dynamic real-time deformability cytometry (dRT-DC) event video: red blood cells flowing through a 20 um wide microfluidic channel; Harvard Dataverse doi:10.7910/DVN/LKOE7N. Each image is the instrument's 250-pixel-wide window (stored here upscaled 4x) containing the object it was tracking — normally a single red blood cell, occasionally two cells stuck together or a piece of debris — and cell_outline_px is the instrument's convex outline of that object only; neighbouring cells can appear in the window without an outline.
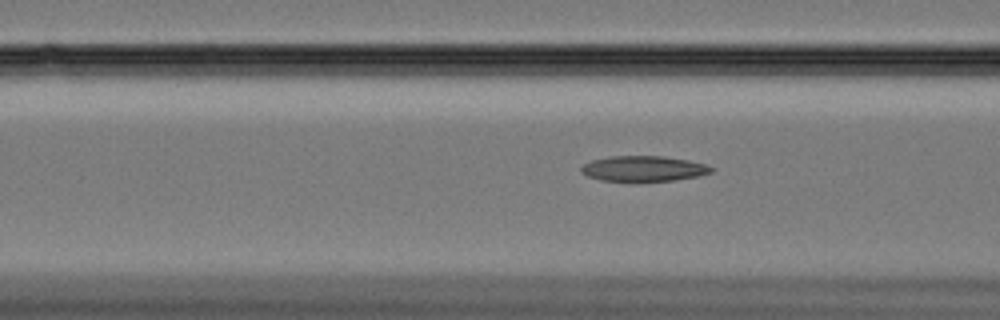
{"species": "Egyptian fruit bat (a non-hibernating species)", "species_latin": "Rousettus aegyptiacus", "temperature_condition": "cold", "stored_images_in_passage": 41, "camera_frame_rate_fps": 3000, "um_per_image_px": 0.085, "animal": {"sex": "female"}, "frame": {"image": 1, "passage_image": 4, "time_ms": 1.0, "image_size_px": [1000, 320], "cell_outline_px": [[712, 172], [696, 176], [676, 180], [628, 184], [600, 180], [588, 176], [580, 172], [580, 168], [584, 164], [592, 160], [608, 156], [664, 156], [688, 160], [708, 164], [712, 168]], "centroid_in_image_um": [54.65, 14.37], "position_along_channel_um": 111.9, "area_um2": 20.11}}
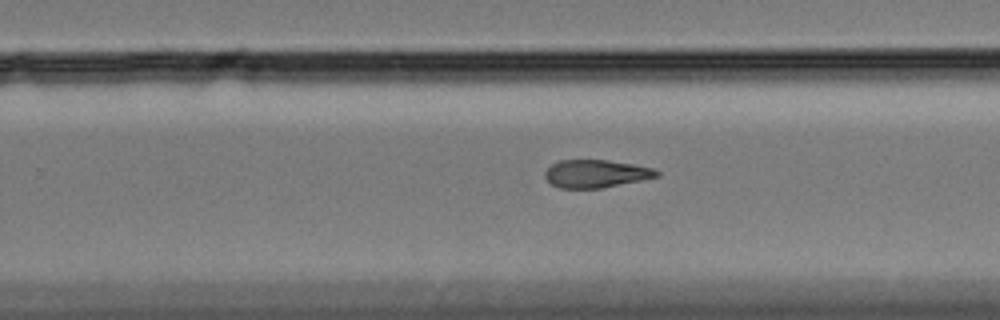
{"frame": {"image": 2, "passage_image": 19, "time_ms": 6.0, "image_size_px": [1000, 320], "cell_outline_px": [[660, 176], [600, 188], [560, 188], [552, 184], [544, 176], [544, 172], [552, 164], [560, 160], [608, 160], [632, 164], [652, 168], [660, 172]], "centroid_in_image_um": [50.64, 14.76], "position_along_channel_um": 279.2, "area_um2": 17.92}}
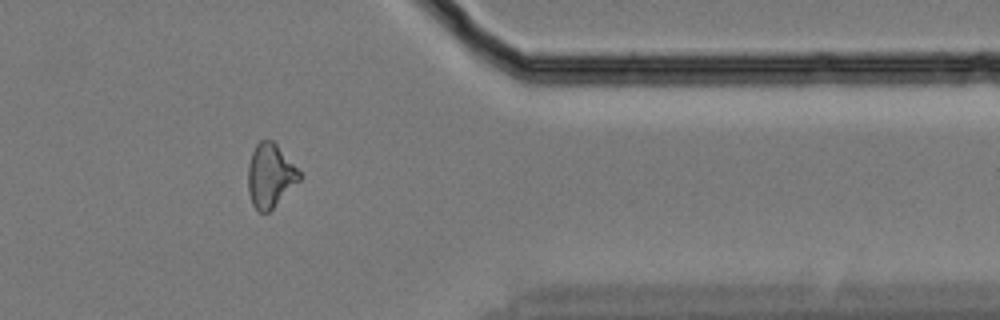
{"frame": {"image": 3, "passage_image": 30, "time_ms": 9.667, "image_size_px": [1000, 320], "cell_outline_px": [[304, 176], [268, 212], [260, 212], [252, 204], [248, 192], [248, 164], [252, 152], [256, 144], [260, 140], [272, 140], [276, 144]], "centroid_in_image_um": [22.96, 14.92], "position_along_channel_um": 388.4, "area_um2": 18.9}}